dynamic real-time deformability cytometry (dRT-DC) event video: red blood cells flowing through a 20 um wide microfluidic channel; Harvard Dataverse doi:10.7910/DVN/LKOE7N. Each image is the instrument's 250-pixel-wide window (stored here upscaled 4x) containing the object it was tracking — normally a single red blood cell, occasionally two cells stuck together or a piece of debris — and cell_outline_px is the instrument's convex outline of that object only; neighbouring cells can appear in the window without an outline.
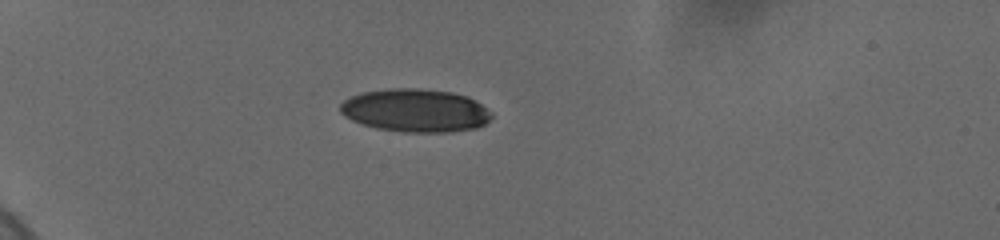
{"species": "human", "species_latin": "Homo sapiens", "temperature_condition": "cold", "stored_images_in_passage": 3, "camera_frame_rate_fps": 3000, "um_per_image_px": 0.085, "donor": {"sex": "female"}, "frame": {"image": 1, "passage_image": 1, "time_ms": 0.0, "image_size_px": [1000, 240], "cell_outline_px": [[492, 116], [484, 124], [476, 128], [448, 132], [404, 132], [376, 128], [352, 120], [344, 116], [340, 112], [340, 104], [344, 100], [352, 96], [364, 92], [388, 88], [416, 88], [452, 92], [468, 96], [476, 100], [492, 112]], "centroid_in_image_um": [35.32, 9.38], "position_along_channel_um": 49.7, "area_um2": 38.03}}
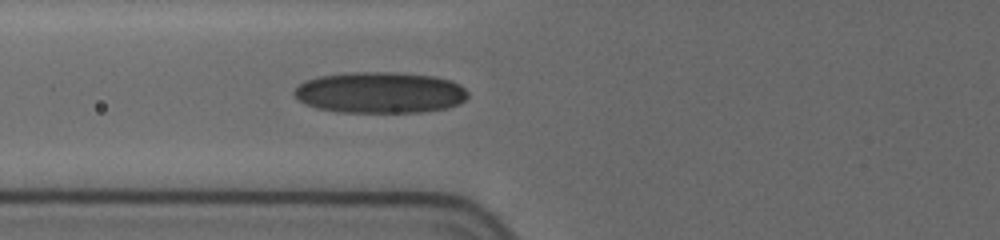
{"frame": {"image": 2, "passage_image": 3, "time_ms": 2.333, "image_size_px": [1000, 240], "cell_outline_px": [[468, 96], [460, 104], [448, 108], [420, 112], [336, 112], [316, 108], [304, 104], [292, 92], [300, 84], [308, 80], [320, 76], [356, 72], [392, 72], [432, 76], [452, 80], [460, 84], [468, 92]], "centroid_in_image_um": [32.33, 7.88], "position_along_channel_um": 93.5, "area_um2": 41.73}}